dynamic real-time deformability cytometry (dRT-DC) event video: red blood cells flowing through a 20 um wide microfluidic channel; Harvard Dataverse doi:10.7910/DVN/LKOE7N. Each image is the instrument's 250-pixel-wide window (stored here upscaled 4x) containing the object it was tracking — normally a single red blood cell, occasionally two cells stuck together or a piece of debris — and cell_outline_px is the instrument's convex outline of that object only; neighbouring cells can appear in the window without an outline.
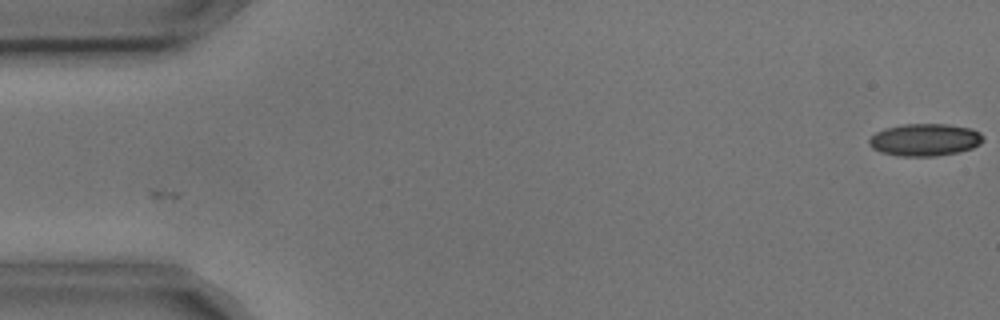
{"species": "common noctule bat (a hibernating species)", "species_latin": "Nyctalus noctula", "temperature_condition": "cold", "stored_images_in_passage": 2, "camera_frame_rate_fps": 3000, "um_per_image_px": 0.085, "animal": {"sex": "male", "body_mass_g": 17.9, "forearm_length_mm": 54.2}, "frame": {"image": 1, "passage_image": 2, "time_ms": 0.333, "image_size_px": [1000, 320], "cell_outline_px": [[984, 140], [980, 144], [972, 148], [960, 152], [936, 156], [900, 156], [880, 152], [872, 148], [868, 144], [868, 140], [876, 132], [884, 128], [904, 124], [948, 124], [972, 128], [980, 132], [984, 136]], "centroid_in_image_um": [78.63, 11.88], "position_along_channel_um": 6.4, "area_um2": 21.73}}